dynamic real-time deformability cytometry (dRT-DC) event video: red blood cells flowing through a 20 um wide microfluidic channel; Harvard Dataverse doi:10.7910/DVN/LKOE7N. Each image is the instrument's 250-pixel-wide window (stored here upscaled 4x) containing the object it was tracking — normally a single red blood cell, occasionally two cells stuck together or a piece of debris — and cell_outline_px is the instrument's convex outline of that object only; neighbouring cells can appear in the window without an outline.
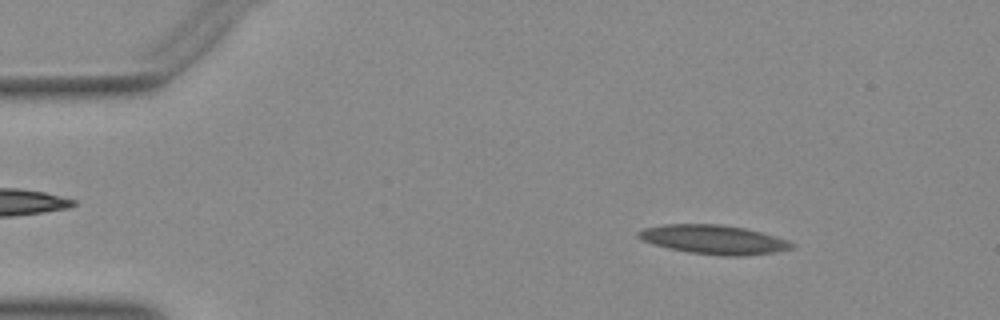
{"species": "Egyptian fruit bat (a non-hibernating species)", "species_latin": "Rousettus aegyptiacus", "temperature_condition": "warm", "stored_images_in_passage": 48, "camera_frame_rate_fps": 3000, "um_per_image_px": 0.085, "animal": {"sex": "female"}, "frame": {"image": 1, "passage_image": 4, "time_ms": 1.0, "image_size_px": [1000, 320], "cell_outline_px": [[796, 244], [792, 248], [776, 252], [740, 256], [724, 256], [688, 252], [668, 248], [652, 244], [640, 240], [636, 236], [636, 232], [644, 228], [664, 224], [720, 224], [744, 228], [776, 236], [788, 240]], "centroid_in_image_um": [60.63, 20.36], "position_along_channel_um": 24.4, "area_um2": 26.13}}
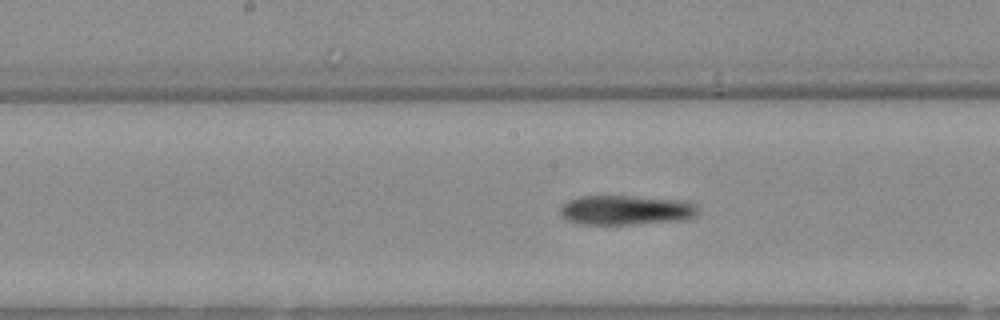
{"frame": {"image": 2, "passage_image": 23, "time_ms": 7.333, "image_size_px": [1000, 320], "cell_outline_px": [[696, 216], [680, 220], [628, 224], [584, 224], [568, 220], [560, 216], [560, 208], [568, 200], [580, 196], [628, 196], [676, 200], [696, 204]], "centroid_in_image_um": [53.14, 17.85], "position_along_channel_um": 195.1, "area_um2": 23.29}}
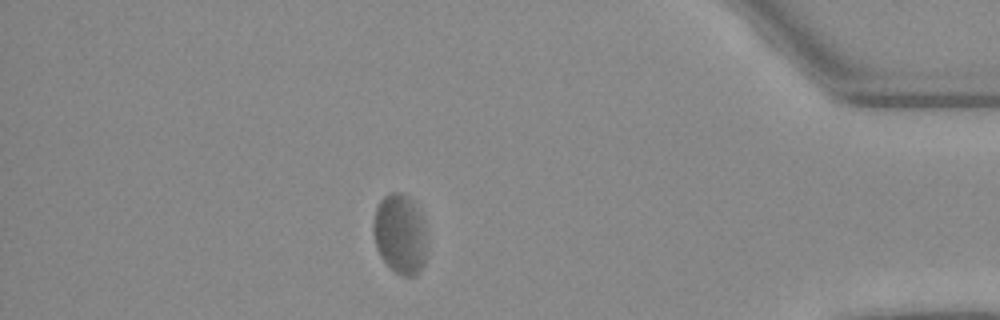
{"frame": {"image": 3, "passage_image": 42, "time_ms": 13.667, "image_size_px": [1000, 320], "cell_outline_px": [[424, 264], [420, 272], [412, 276], [400, 276], [380, 256], [372, 232], [372, 224], [376, 208], [380, 200], [384, 196], [392, 192], [396, 192], [408, 196], [412, 200], [424, 228]], "centroid_in_image_um": [33.95, 19.9], "position_along_channel_um": 401.3, "area_um2": 24.33}}